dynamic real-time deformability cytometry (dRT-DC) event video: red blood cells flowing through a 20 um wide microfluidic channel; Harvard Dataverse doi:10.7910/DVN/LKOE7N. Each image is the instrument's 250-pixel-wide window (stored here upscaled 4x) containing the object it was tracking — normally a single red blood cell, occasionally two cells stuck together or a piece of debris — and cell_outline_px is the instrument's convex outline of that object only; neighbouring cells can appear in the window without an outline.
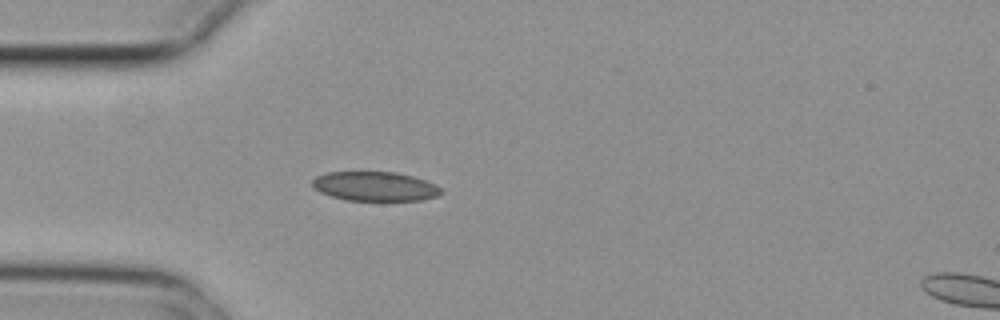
{"species": "common noctule bat (a hibernating species)", "species_latin": "Nyctalus noctula", "temperature_condition": "cold", "stored_images_in_passage": 5, "camera_frame_rate_fps": 3000, "um_per_image_px": 0.085, "animal": {"sex": "female", "body_mass_g": 29.2, "forearm_length_mm": 56.3}, "frame": {"image": 1, "passage_image": 4, "time_ms": 1.0, "image_size_px": [1000, 320], "cell_outline_px": [[440, 196], [420, 200], [344, 200], [320, 192], [312, 188], [312, 180], [316, 176], [328, 172], [396, 172], [412, 176], [436, 184], [440, 188]], "centroid_in_image_um": [31.85, 15.84], "position_along_channel_um": 53.2, "area_um2": 21.96}}